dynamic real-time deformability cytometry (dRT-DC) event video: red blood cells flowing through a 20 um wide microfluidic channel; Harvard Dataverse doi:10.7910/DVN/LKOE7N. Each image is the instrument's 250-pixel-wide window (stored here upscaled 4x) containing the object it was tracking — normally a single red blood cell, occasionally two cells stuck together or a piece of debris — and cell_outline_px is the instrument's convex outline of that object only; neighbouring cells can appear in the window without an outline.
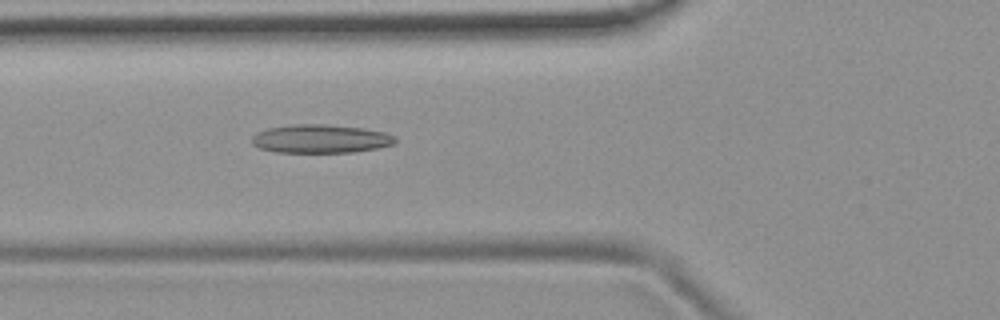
{"species": "common noctule bat (a hibernating species)", "species_latin": "Nyctalus noctula", "temperature_condition": "room temperature", "stored_images_in_passage": 38, "camera_frame_rate_fps": 3000, "um_per_image_px": 0.085, "animal": {"sex": "female", "body_mass_g": 19.9}, "frame": {"image": 1, "passage_image": 4, "time_ms": 1.0, "image_size_px": [1000, 320], "cell_outline_px": [[396, 140], [392, 144], [376, 148], [352, 152], [276, 152], [260, 148], [252, 144], [252, 136], [256, 132], [268, 128], [292, 124], [324, 124], [364, 128], [384, 132], [396, 136]], "centroid_in_image_um": [27.22, 11.79], "position_along_channel_um": 98.6, "area_um2": 23.76}}
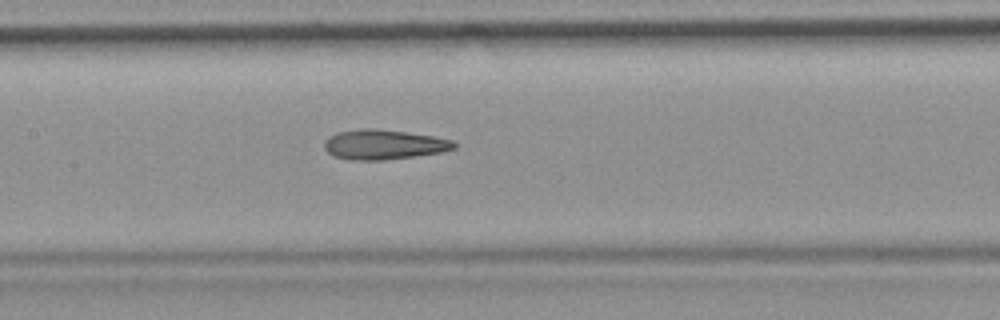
{"frame": {"image": 2, "passage_image": 10, "time_ms": 3.0, "image_size_px": [1000, 320], "cell_outline_px": [[456, 148], [440, 152], [384, 160], [348, 160], [332, 156], [324, 148], [324, 140], [328, 136], [336, 132], [364, 128], [376, 128], [408, 132], [432, 136], [452, 140], [456, 144]], "centroid_in_image_um": [32.56, 12.28], "position_along_channel_um": 174.8, "area_um2": 22.66}}
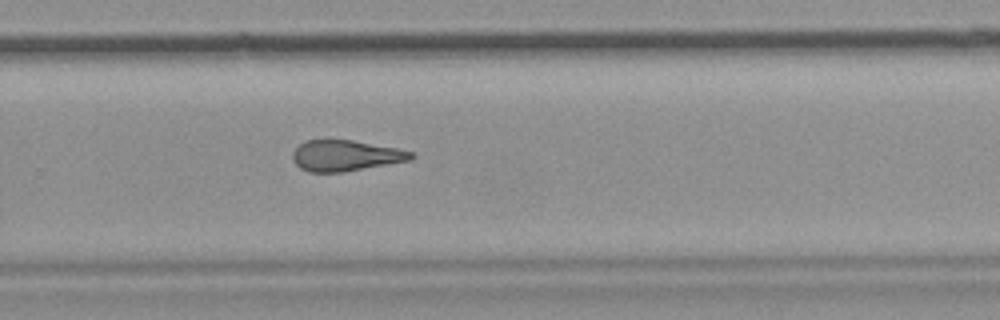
{"frame": {"image": 3, "passage_image": 20, "time_ms": 6.333, "image_size_px": [1000, 320], "cell_outline_px": [[416, 156], [412, 160], [344, 172], [308, 172], [300, 168], [292, 160], [292, 152], [304, 140], [352, 140], [396, 148], [412, 152]], "centroid_in_image_um": [29.36, 13.23], "position_along_channel_um": 300.4, "area_um2": 21.39}, "authors_computed_cell_mechanics": {"area_um2": 22.1374, "velocity_mm_per_s": 3.7912, "shape_relaxation_time_tau1_ms": null, "shape_relaxation_time_tau2_ms": 3.473, "deformation_change_tau1": null, "deformation_change_tau2": 0.1402}}